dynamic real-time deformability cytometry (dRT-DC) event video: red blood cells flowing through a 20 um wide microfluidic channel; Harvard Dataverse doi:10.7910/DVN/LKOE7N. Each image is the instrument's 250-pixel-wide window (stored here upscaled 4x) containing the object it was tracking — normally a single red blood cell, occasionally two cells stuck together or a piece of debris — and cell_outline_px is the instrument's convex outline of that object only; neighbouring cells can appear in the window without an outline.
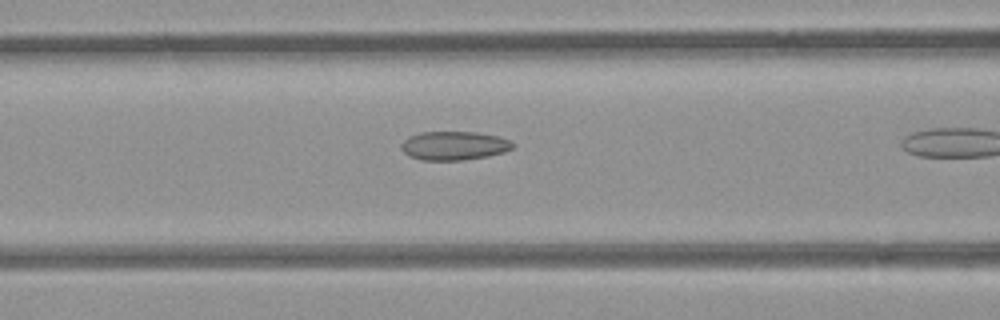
{"species": "common noctule bat (a hibernating species)", "species_latin": "Nyctalus noctula", "temperature_condition": "room temperature", "stored_images_in_passage": 18, "camera_frame_rate_fps": 3000, "um_per_image_px": 0.085, "animal": {"sex": "female", "body_mass_g": 21.9}, "frame": {"image": 1, "passage_image": 11, "time_ms": 3.333, "image_size_px": [1000, 320], "cell_outline_px": [[516, 144], [512, 148], [504, 152], [488, 156], [464, 160], [424, 160], [408, 156], [400, 148], [400, 144], [404, 140], [420, 132], [476, 132], [496, 136], [508, 140]], "centroid_in_image_um": [38.58, 12.39], "position_along_channel_um": 128.0, "area_um2": 18.61}}